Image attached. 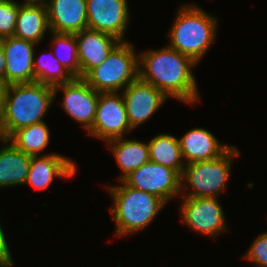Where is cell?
<instances>
[{"instance_id":"5b68a950","label":"cell","mask_w":267,"mask_h":267,"mask_svg":"<svg viewBox=\"0 0 267 267\" xmlns=\"http://www.w3.org/2000/svg\"><path fill=\"white\" fill-rule=\"evenodd\" d=\"M138 57L130 42H120L83 79L98 92H119L139 78Z\"/></svg>"},{"instance_id":"cb8c5ba5","label":"cell","mask_w":267,"mask_h":267,"mask_svg":"<svg viewBox=\"0 0 267 267\" xmlns=\"http://www.w3.org/2000/svg\"><path fill=\"white\" fill-rule=\"evenodd\" d=\"M51 32L54 37L52 39V43L55 46V49H52L54 56L74 78H80V64L78 61V49L75 34ZM56 48H59L62 51L57 53Z\"/></svg>"},{"instance_id":"9a60e30c","label":"cell","mask_w":267,"mask_h":267,"mask_svg":"<svg viewBox=\"0 0 267 267\" xmlns=\"http://www.w3.org/2000/svg\"><path fill=\"white\" fill-rule=\"evenodd\" d=\"M46 8L50 31L75 34L88 28L86 0H48Z\"/></svg>"},{"instance_id":"5bb4252c","label":"cell","mask_w":267,"mask_h":267,"mask_svg":"<svg viewBox=\"0 0 267 267\" xmlns=\"http://www.w3.org/2000/svg\"><path fill=\"white\" fill-rule=\"evenodd\" d=\"M80 64V78L100 65L121 42L112 35L89 28L75 33Z\"/></svg>"},{"instance_id":"3957f363","label":"cell","mask_w":267,"mask_h":267,"mask_svg":"<svg viewBox=\"0 0 267 267\" xmlns=\"http://www.w3.org/2000/svg\"><path fill=\"white\" fill-rule=\"evenodd\" d=\"M217 20L196 4L181 6L169 32L168 46L199 63L213 44Z\"/></svg>"},{"instance_id":"44dd1931","label":"cell","mask_w":267,"mask_h":267,"mask_svg":"<svg viewBox=\"0 0 267 267\" xmlns=\"http://www.w3.org/2000/svg\"><path fill=\"white\" fill-rule=\"evenodd\" d=\"M149 159L175 170L180 176L185 167L178 138L170 134H159L148 142Z\"/></svg>"},{"instance_id":"d6986e66","label":"cell","mask_w":267,"mask_h":267,"mask_svg":"<svg viewBox=\"0 0 267 267\" xmlns=\"http://www.w3.org/2000/svg\"><path fill=\"white\" fill-rule=\"evenodd\" d=\"M50 30L47 8L43 5L19 6L14 36L37 45L44 38L45 32Z\"/></svg>"},{"instance_id":"ba28073f","label":"cell","mask_w":267,"mask_h":267,"mask_svg":"<svg viewBox=\"0 0 267 267\" xmlns=\"http://www.w3.org/2000/svg\"><path fill=\"white\" fill-rule=\"evenodd\" d=\"M180 180L175 170L150 160L123 179L128 186L153 194L165 203L181 193Z\"/></svg>"},{"instance_id":"8992f818","label":"cell","mask_w":267,"mask_h":267,"mask_svg":"<svg viewBox=\"0 0 267 267\" xmlns=\"http://www.w3.org/2000/svg\"><path fill=\"white\" fill-rule=\"evenodd\" d=\"M239 155L238 149L231 146L217 159L197 161L185 165L180 180L181 192L190 186L192 192L185 193L184 197H218L227 184L232 159Z\"/></svg>"},{"instance_id":"277c9868","label":"cell","mask_w":267,"mask_h":267,"mask_svg":"<svg viewBox=\"0 0 267 267\" xmlns=\"http://www.w3.org/2000/svg\"><path fill=\"white\" fill-rule=\"evenodd\" d=\"M107 189L114 201L110 212L120 237L144 229L165 205L157 196L134 189L123 180L121 185Z\"/></svg>"},{"instance_id":"52a82bcc","label":"cell","mask_w":267,"mask_h":267,"mask_svg":"<svg viewBox=\"0 0 267 267\" xmlns=\"http://www.w3.org/2000/svg\"><path fill=\"white\" fill-rule=\"evenodd\" d=\"M132 130L122 95L117 92H100L95 119L88 134L107 142L122 138L125 132Z\"/></svg>"},{"instance_id":"4fadbf2b","label":"cell","mask_w":267,"mask_h":267,"mask_svg":"<svg viewBox=\"0 0 267 267\" xmlns=\"http://www.w3.org/2000/svg\"><path fill=\"white\" fill-rule=\"evenodd\" d=\"M5 56L6 85L35 82L33 61L36 44L15 36L1 39Z\"/></svg>"},{"instance_id":"7a4b0ae2","label":"cell","mask_w":267,"mask_h":267,"mask_svg":"<svg viewBox=\"0 0 267 267\" xmlns=\"http://www.w3.org/2000/svg\"><path fill=\"white\" fill-rule=\"evenodd\" d=\"M53 101L52 86L39 82L8 85L0 123L2 138L8 139L19 128L42 122Z\"/></svg>"},{"instance_id":"ac0fdd59","label":"cell","mask_w":267,"mask_h":267,"mask_svg":"<svg viewBox=\"0 0 267 267\" xmlns=\"http://www.w3.org/2000/svg\"><path fill=\"white\" fill-rule=\"evenodd\" d=\"M0 148V188L26 184L31 156L17 149L8 139Z\"/></svg>"},{"instance_id":"d4e9b609","label":"cell","mask_w":267,"mask_h":267,"mask_svg":"<svg viewBox=\"0 0 267 267\" xmlns=\"http://www.w3.org/2000/svg\"><path fill=\"white\" fill-rule=\"evenodd\" d=\"M20 5L14 0H0V40L14 36Z\"/></svg>"},{"instance_id":"e0dca14e","label":"cell","mask_w":267,"mask_h":267,"mask_svg":"<svg viewBox=\"0 0 267 267\" xmlns=\"http://www.w3.org/2000/svg\"><path fill=\"white\" fill-rule=\"evenodd\" d=\"M178 140L186 165L217 159L231 147L222 145L210 131L204 128H192Z\"/></svg>"},{"instance_id":"f1b7e54d","label":"cell","mask_w":267,"mask_h":267,"mask_svg":"<svg viewBox=\"0 0 267 267\" xmlns=\"http://www.w3.org/2000/svg\"><path fill=\"white\" fill-rule=\"evenodd\" d=\"M6 89H7L6 83L0 80V123L3 116Z\"/></svg>"},{"instance_id":"8fae6325","label":"cell","mask_w":267,"mask_h":267,"mask_svg":"<svg viewBox=\"0 0 267 267\" xmlns=\"http://www.w3.org/2000/svg\"><path fill=\"white\" fill-rule=\"evenodd\" d=\"M88 28L124 42L129 22L127 0H86Z\"/></svg>"},{"instance_id":"484cf974","label":"cell","mask_w":267,"mask_h":267,"mask_svg":"<svg viewBox=\"0 0 267 267\" xmlns=\"http://www.w3.org/2000/svg\"><path fill=\"white\" fill-rule=\"evenodd\" d=\"M245 259L257 264L256 267H267V232L260 234L252 242Z\"/></svg>"},{"instance_id":"603a6c76","label":"cell","mask_w":267,"mask_h":267,"mask_svg":"<svg viewBox=\"0 0 267 267\" xmlns=\"http://www.w3.org/2000/svg\"><path fill=\"white\" fill-rule=\"evenodd\" d=\"M44 55L42 54L37 61L34 55L33 68L35 82L54 87L74 79L53 53L50 55V59L47 57L46 59Z\"/></svg>"},{"instance_id":"9c48e42d","label":"cell","mask_w":267,"mask_h":267,"mask_svg":"<svg viewBox=\"0 0 267 267\" xmlns=\"http://www.w3.org/2000/svg\"><path fill=\"white\" fill-rule=\"evenodd\" d=\"M180 210L185 225L195 232L215 237L228 230L218 197H185Z\"/></svg>"},{"instance_id":"7402d4cb","label":"cell","mask_w":267,"mask_h":267,"mask_svg":"<svg viewBox=\"0 0 267 267\" xmlns=\"http://www.w3.org/2000/svg\"><path fill=\"white\" fill-rule=\"evenodd\" d=\"M8 140L23 153L38 156L50 140L48 126L44 121L19 128Z\"/></svg>"},{"instance_id":"30bf717a","label":"cell","mask_w":267,"mask_h":267,"mask_svg":"<svg viewBox=\"0 0 267 267\" xmlns=\"http://www.w3.org/2000/svg\"><path fill=\"white\" fill-rule=\"evenodd\" d=\"M61 89L64 92V99L60 102L63 109L88 131L95 119L100 92L95 91L83 78H74L54 86V98Z\"/></svg>"},{"instance_id":"ffe728a7","label":"cell","mask_w":267,"mask_h":267,"mask_svg":"<svg viewBox=\"0 0 267 267\" xmlns=\"http://www.w3.org/2000/svg\"><path fill=\"white\" fill-rule=\"evenodd\" d=\"M107 143L123 171V174L118 176L119 181L150 160L148 143L132 139L124 140V137L112 139Z\"/></svg>"},{"instance_id":"83f0119b","label":"cell","mask_w":267,"mask_h":267,"mask_svg":"<svg viewBox=\"0 0 267 267\" xmlns=\"http://www.w3.org/2000/svg\"><path fill=\"white\" fill-rule=\"evenodd\" d=\"M5 69H6L5 56L3 52L2 42L0 40V80L3 82H5Z\"/></svg>"},{"instance_id":"f546056e","label":"cell","mask_w":267,"mask_h":267,"mask_svg":"<svg viewBox=\"0 0 267 267\" xmlns=\"http://www.w3.org/2000/svg\"><path fill=\"white\" fill-rule=\"evenodd\" d=\"M47 1L46 0H25L23 2V5H43L46 6Z\"/></svg>"},{"instance_id":"2e32d148","label":"cell","mask_w":267,"mask_h":267,"mask_svg":"<svg viewBox=\"0 0 267 267\" xmlns=\"http://www.w3.org/2000/svg\"><path fill=\"white\" fill-rule=\"evenodd\" d=\"M76 170L75 162L60 154L31 156L26 184L43 190L52 183L54 177L70 178L76 174Z\"/></svg>"},{"instance_id":"7c38bea8","label":"cell","mask_w":267,"mask_h":267,"mask_svg":"<svg viewBox=\"0 0 267 267\" xmlns=\"http://www.w3.org/2000/svg\"><path fill=\"white\" fill-rule=\"evenodd\" d=\"M121 95L132 129L151 118L167 99L161 90L139 78L130 83Z\"/></svg>"},{"instance_id":"4316f807","label":"cell","mask_w":267,"mask_h":267,"mask_svg":"<svg viewBox=\"0 0 267 267\" xmlns=\"http://www.w3.org/2000/svg\"><path fill=\"white\" fill-rule=\"evenodd\" d=\"M13 264L10 249L0 224V267H12Z\"/></svg>"},{"instance_id":"6da1fadb","label":"cell","mask_w":267,"mask_h":267,"mask_svg":"<svg viewBox=\"0 0 267 267\" xmlns=\"http://www.w3.org/2000/svg\"><path fill=\"white\" fill-rule=\"evenodd\" d=\"M138 58L140 80L154 85L168 98L189 104L200 99L192 73L197 63L189 56L165 46L159 50H145Z\"/></svg>"}]
</instances>
